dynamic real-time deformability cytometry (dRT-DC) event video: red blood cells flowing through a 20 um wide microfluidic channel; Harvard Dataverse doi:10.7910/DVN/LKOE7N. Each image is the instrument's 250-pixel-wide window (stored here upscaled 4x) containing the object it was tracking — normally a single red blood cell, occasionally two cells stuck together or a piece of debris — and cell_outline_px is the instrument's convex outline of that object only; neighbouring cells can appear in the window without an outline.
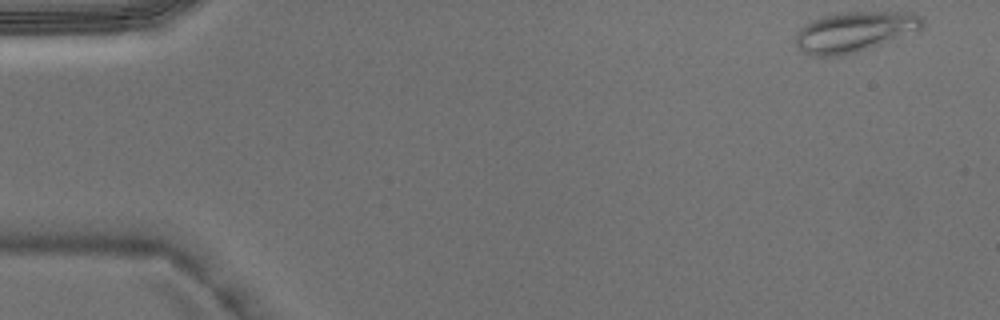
{"species": "Egyptian fruit bat (a non-hibernating species)", "species_latin": "Rousettus aegyptiacus", "temperature_condition": "warm", "stored_images_in_passage": 3, "camera_frame_rate_fps": 3000, "um_per_image_px": 0.085, "animal": {"sex": "male"}, "frame": {"image": 1, "passage_image": 1, "time_ms": 0.0, "image_size_px": [1000, 320], "cell_outline_px": [[924, 28], [868, 48], [856, 52], [840, 56], [812, 56], [804, 52], [796, 44], [796, 36], [800, 28], [804, 24], [812, 20], [836, 12], [912, 12], [920, 16], [924, 20]], "centroid_in_image_um": [72.63, 2.68], "position_along_channel_um": 12.4, "area_um2": 29.54}}